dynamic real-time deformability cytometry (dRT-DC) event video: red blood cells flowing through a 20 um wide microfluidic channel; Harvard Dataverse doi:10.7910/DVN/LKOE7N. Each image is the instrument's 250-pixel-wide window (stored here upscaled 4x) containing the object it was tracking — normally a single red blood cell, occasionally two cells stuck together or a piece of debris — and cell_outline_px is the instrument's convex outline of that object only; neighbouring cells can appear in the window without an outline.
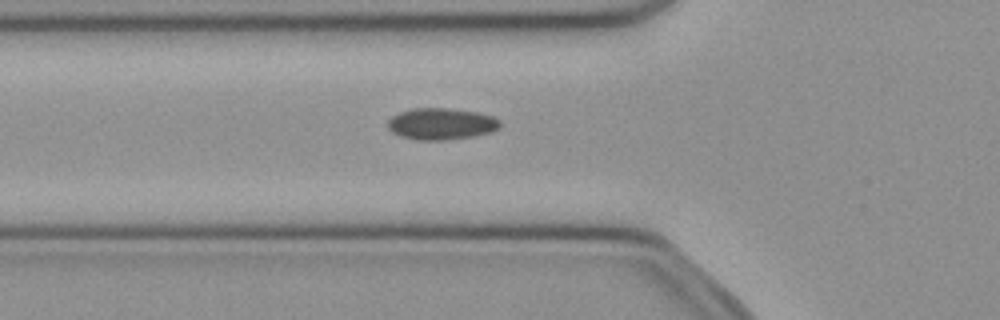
{"species": "common noctule bat (a hibernating species)", "species_latin": "Nyctalus noctula", "temperature_condition": "cold", "stored_images_in_passage": 51, "camera_frame_rate_fps": 3000, "um_per_image_px": 0.085, "animal": {"sex": "female", "body_mass_g": 21.9}, "frame": {"image": 1, "passage_image": 18, "time_ms": 5.667, "image_size_px": [1000, 320], "cell_outline_px": [[500, 128], [492, 132], [472, 136], [444, 140], [420, 140], [400, 136], [392, 132], [388, 128], [388, 120], [392, 116], [400, 112], [416, 108], [448, 108], [476, 112], [492, 116], [500, 120]], "centroid_in_image_um": [37.51, 10.53], "position_along_channel_um": 88.3, "area_um2": 20.58}}
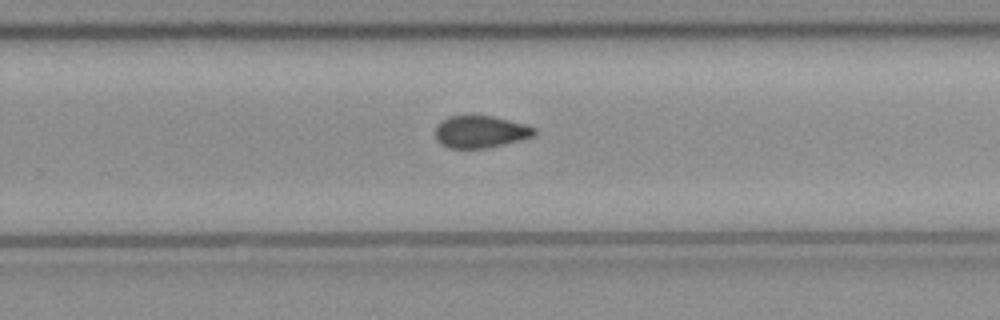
{"frame": {"image": 2, "passage_image": 33, "time_ms": 10.667, "image_size_px": [1000, 320], "cell_outline_px": [[536, 136], [488, 148], [448, 148], [440, 144], [436, 140], [436, 124], [440, 120], [452, 116], [492, 116], [524, 124], [536, 128]], "centroid_in_image_um": [40.83, 11.21], "position_along_channel_um": 289.0, "area_um2": 18.61}}
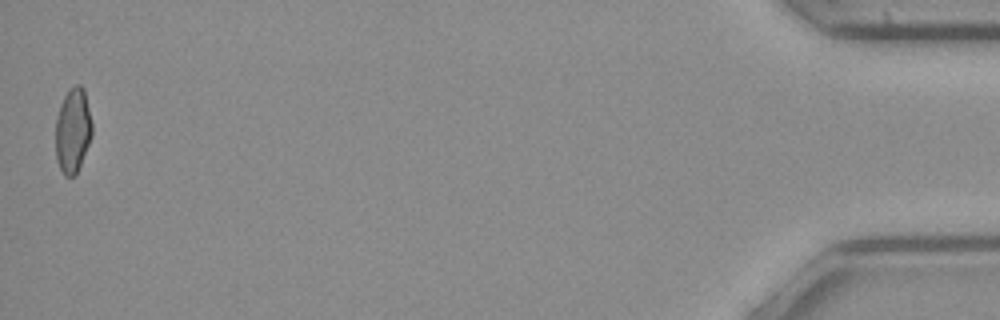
{"frame": {"image": 3, "passage_image": 51, "time_ms": 16.667, "image_size_px": [1000, 320], "cell_outline_px": [[92, 136], [80, 164], [76, 172], [72, 176], [64, 176], [56, 160], [56, 116], [60, 104], [68, 88], [76, 84], [80, 84], [84, 88], [92, 124]], "centroid_in_image_um": [6.18, 11.04], "position_along_channel_um": 429.0, "area_um2": 18.03}, "authors_computed_cell_mechanics": {"area_um2": 19.0162, "velocity_mm_per_s": 4.001, "shape_relaxation_time_tau1_ms": null, "shape_relaxation_time_tau2_ms": 5.8862, "deformation_change_tau1": null, "deformation_change_tau2": 0.1011}}